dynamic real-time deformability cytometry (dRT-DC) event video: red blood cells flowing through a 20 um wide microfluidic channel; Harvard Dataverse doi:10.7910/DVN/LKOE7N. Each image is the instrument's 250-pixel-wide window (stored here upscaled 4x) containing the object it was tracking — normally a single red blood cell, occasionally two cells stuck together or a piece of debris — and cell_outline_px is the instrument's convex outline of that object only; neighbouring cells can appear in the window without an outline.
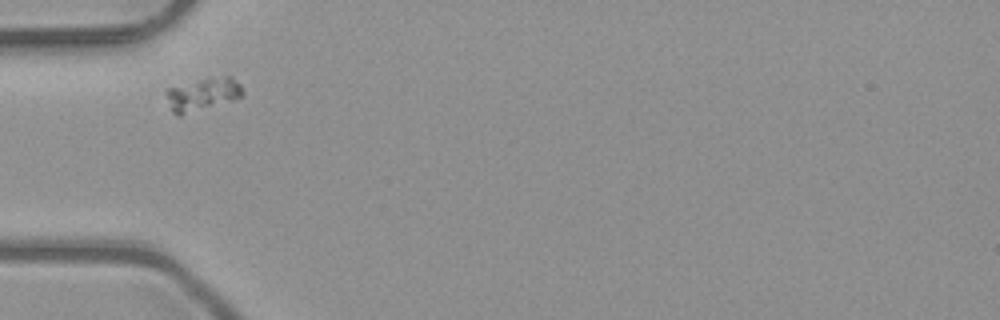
{"species": "common noctule bat (a hibernating species)", "species_latin": "Nyctalus noctula", "temperature_condition": "room temperature", "stored_images_in_passage": 4, "camera_frame_rate_fps": 3000, "um_per_image_px": 0.085, "animal": {"sex": "male", "body_mass_g": 23.1, "forearm_length_mm": 52.7}, "frame": {"image": 1, "passage_image": 1, "time_ms": 0.0, "image_size_px": [1000, 320], "cell_outline_px": [[244, 96], [236, 100], [180, 116], [176, 116], [172, 112], [164, 92], [168, 88], [208, 76], [232, 76], [240, 84], [244, 92]], "centroid_in_image_um": [17.25, 8.01], "position_along_channel_um": 67.7, "area_um2": 15.26}}
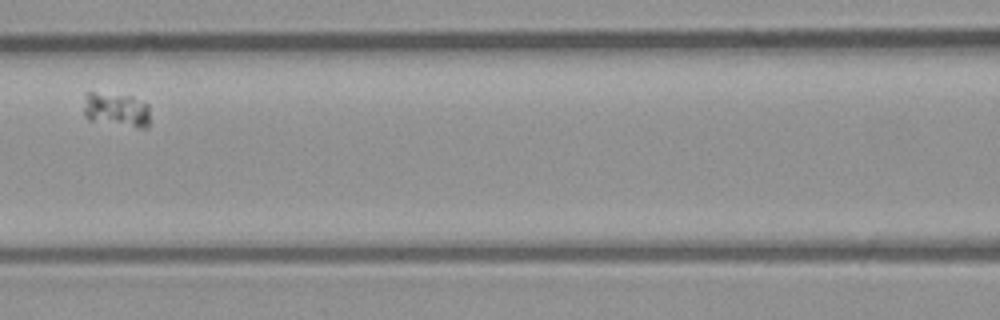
{"frame": {"image": 2, "passage_image": 3, "time_ms": 0.667, "image_size_px": [1000, 320], "cell_outline_px": [[148, 128], [136, 128], [88, 120], [84, 116], [84, 108], [88, 92], [96, 92], [132, 96], [148, 104]], "centroid_in_image_um": [9.9, 9.35], "position_along_channel_um": 156.7, "area_um2": 13.29}}
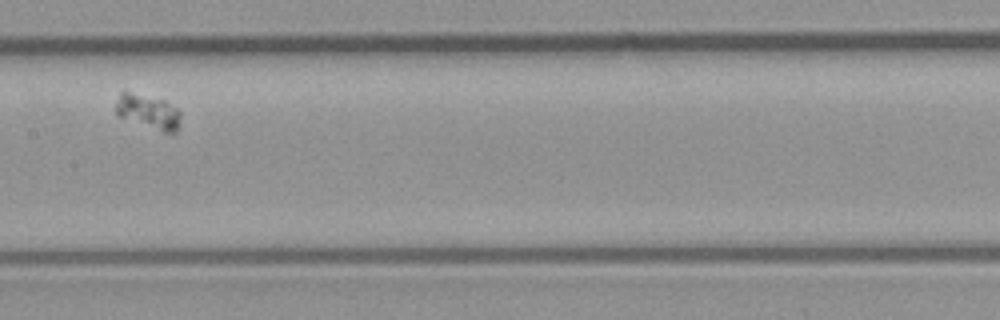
{"frame": {"image": 3, "passage_image": 4, "time_ms": 1.0, "image_size_px": [1000, 320], "cell_outline_px": [[180, 124], [176, 132], [164, 132], [116, 116], [116, 104], [120, 92], [124, 88], [164, 100], [176, 108], [180, 112]], "centroid_in_image_um": [12.56, 9.44], "position_along_channel_um": 194.8, "area_um2": 13.35}}